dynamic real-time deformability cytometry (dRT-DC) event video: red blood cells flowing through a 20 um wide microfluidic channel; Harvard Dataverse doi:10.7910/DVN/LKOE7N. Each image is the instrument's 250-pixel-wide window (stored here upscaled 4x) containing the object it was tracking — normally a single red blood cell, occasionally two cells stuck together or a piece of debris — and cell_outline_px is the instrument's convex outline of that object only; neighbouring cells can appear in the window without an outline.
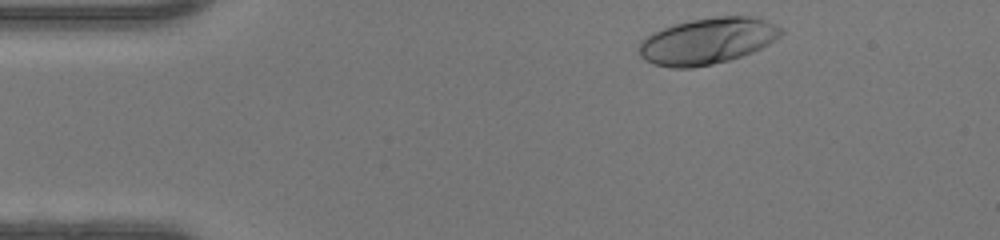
{"species": "human", "species_latin": "Homo sapiens", "temperature_condition": "warm", "stored_images_in_passage": 35, "camera_frame_rate_fps": 3000, "um_per_image_px": 0.085, "donor": {"sex": "female"}, "frame": {"image": 1, "passage_image": 2, "time_ms": 0.333, "image_size_px": [1000, 240], "cell_outline_px": [[784, 32], [776, 40], [752, 52], [728, 60], [712, 64], [692, 68], [672, 68], [652, 64], [644, 60], [640, 56], [640, 40], [652, 32], [676, 24], [692, 20], [716, 16], [748, 16], [764, 20], [776, 24], [784, 28]], "centroid_in_image_um": [60.13, 3.49], "position_along_channel_um": 24.9, "area_um2": 38.26}}
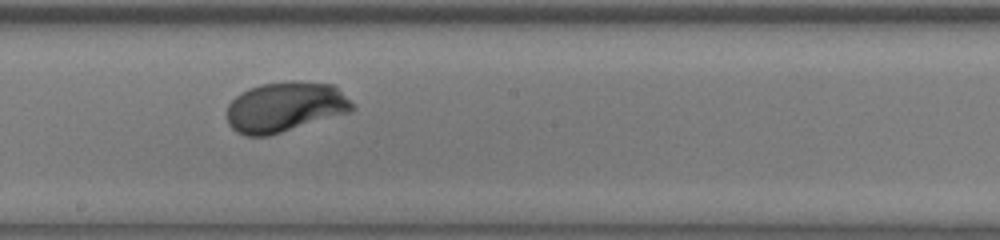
{"frame": {"image": 2, "passage_image": 21, "time_ms": 6.667, "image_size_px": [1000, 240], "cell_outline_px": [[356, 108], [352, 112], [268, 136], [244, 136], [236, 132], [228, 124], [228, 104], [240, 92], [248, 88], [264, 84], [292, 80], [336, 84]], "centroid_in_image_um": [24.26, 9.09], "position_along_channel_um": 223.9, "area_um2": 36.99}}
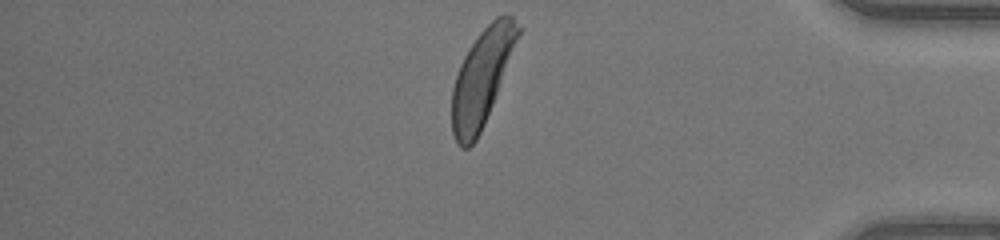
{"frame": {"image": 3, "passage_image": 35, "time_ms": 11.333, "image_size_px": [1000, 240], "cell_outline_px": [[520, 32], [492, 104], [484, 124], [476, 140], [468, 148], [460, 148], [456, 144], [452, 132], [452, 88], [460, 64], [468, 48], [480, 32], [496, 16], [504, 12], [512, 16], [520, 28]], "centroid_in_image_um": [40.92, 6.6], "position_along_channel_um": 394.3, "area_um2": 36.3}, "authors_computed_cell_mechanics": {"area_um2": 36.3562, "velocity_mm_per_s": 4.3334, "shape_relaxation_time_tau1_ms": 2.3144, "shape_relaxation_time_tau2_ms": null, "deformation_change_tau1": 0.1748, "deformation_change_tau2": null}}